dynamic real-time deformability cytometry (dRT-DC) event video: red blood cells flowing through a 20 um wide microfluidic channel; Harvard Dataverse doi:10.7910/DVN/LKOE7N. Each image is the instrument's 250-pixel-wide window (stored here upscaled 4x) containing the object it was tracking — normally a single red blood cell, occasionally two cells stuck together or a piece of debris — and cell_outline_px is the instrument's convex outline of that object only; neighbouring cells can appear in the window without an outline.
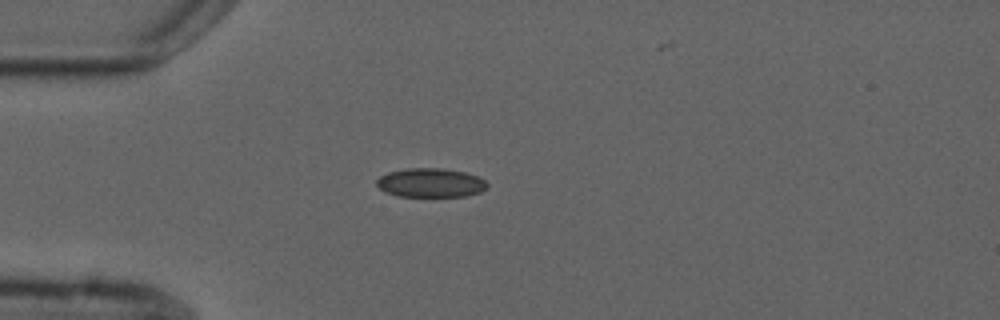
{"species": "common noctule bat (a hibernating species)", "species_latin": "Nyctalus noctula", "temperature_condition": "cold", "stored_images_in_passage": 5, "camera_frame_rate_fps": 3000, "um_per_image_px": 0.085, "animal": {"sex": "male", "forearm_length_mm": 52.5}, "frame": {"image": 1, "passage_image": 4, "time_ms": 3.333, "image_size_px": [1000, 320], "cell_outline_px": [[488, 188], [480, 192], [468, 196], [396, 196], [384, 192], [376, 184], [376, 180], [380, 176], [388, 172], [408, 168], [440, 168], [464, 172], [480, 176], [488, 184]], "centroid_in_image_um": [36.61, 15.54], "position_along_channel_um": 48.4, "area_um2": 18.84}}